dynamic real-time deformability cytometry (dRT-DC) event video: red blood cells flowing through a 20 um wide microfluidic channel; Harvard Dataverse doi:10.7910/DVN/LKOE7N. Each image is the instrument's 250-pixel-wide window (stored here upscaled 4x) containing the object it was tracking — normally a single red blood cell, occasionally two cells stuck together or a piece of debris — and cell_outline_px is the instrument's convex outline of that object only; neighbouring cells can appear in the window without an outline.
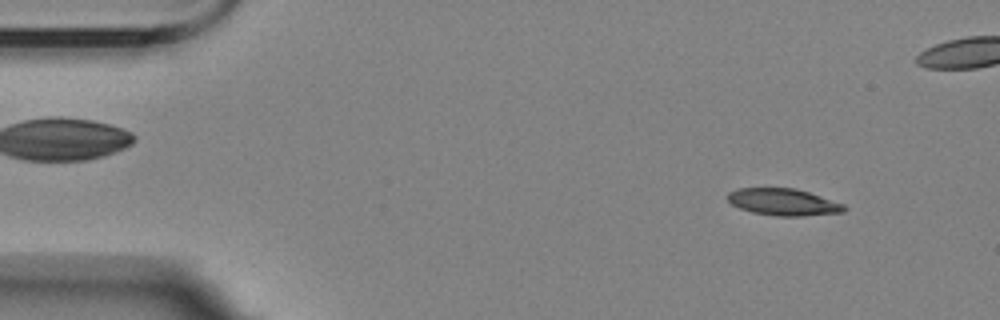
{"species": "Egyptian fruit bat (a non-hibernating species)", "species_latin": "Rousettus aegyptiacus", "temperature_condition": "room temperature", "stored_images_in_passage": 6, "segment_of_instrument_passage": [1, 2], "camera_frame_rate_fps": 3000, "um_per_image_px": 0.085, "animal": {"sex": "female"}, "frame": {"image": 1, "passage_image": 1, "time_ms": 0.0, "image_size_px": [1000, 320], "cell_outline_px": [[848, 208], [844, 212], [804, 216], [776, 216], [752, 212], [740, 208], [732, 204], [728, 200], [728, 192], [736, 188], [796, 188], [844, 204]], "centroid_in_image_um": [66.59, 17.17], "position_along_channel_um": 18.4, "area_um2": 18.26}}
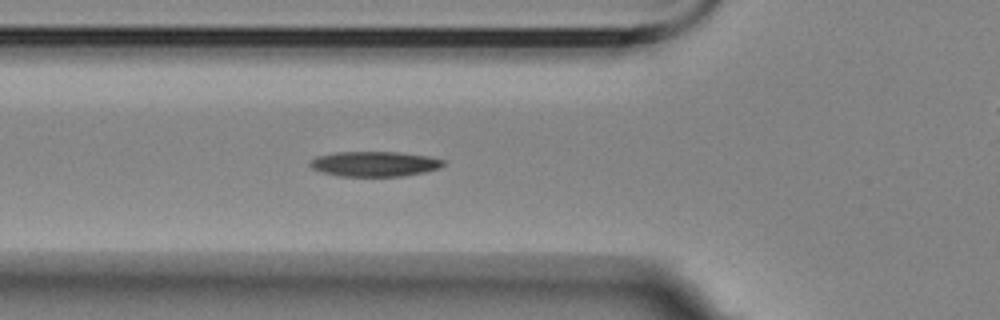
{"frame": {"image": 2, "passage_image": 5, "time_ms": 4.667, "image_size_px": [1000, 320], "cell_outline_px": [[444, 164], [440, 168], [424, 172], [400, 176], [340, 176], [320, 172], [312, 168], [308, 164], [308, 160], [316, 156], [336, 152], [396, 152], [428, 156], [444, 160]], "centroid_in_image_um": [31.78, 13.93], "position_along_channel_um": 94.0, "area_um2": 19.54}}